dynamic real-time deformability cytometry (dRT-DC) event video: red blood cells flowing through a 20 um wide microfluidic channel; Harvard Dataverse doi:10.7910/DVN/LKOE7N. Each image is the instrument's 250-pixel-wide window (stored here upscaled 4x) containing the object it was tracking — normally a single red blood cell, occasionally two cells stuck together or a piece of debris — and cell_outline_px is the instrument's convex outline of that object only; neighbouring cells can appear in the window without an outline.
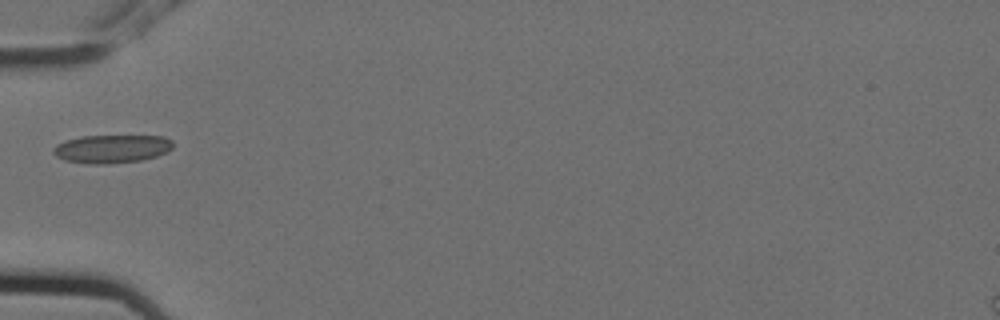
{"species": "Egyptian fruit bat (a non-hibernating species)", "species_latin": "Rousettus aegyptiacus", "temperature_condition": "cold", "stored_images_in_passage": 2, "camera_frame_rate_fps": 3000, "um_per_image_px": 0.085, "animal": {"sex": "female"}, "frame": {"image": 1, "passage_image": 2, "time_ms": 0.333, "image_size_px": [1000, 320], "cell_outline_px": [[172, 148], [168, 152], [156, 156], [140, 160], [108, 164], [88, 164], [64, 160], [56, 156], [52, 152], [52, 148], [56, 144], [64, 140], [80, 136], [164, 136], [172, 140]], "centroid_in_image_um": [9.46, 12.65], "position_along_channel_um": 75.5, "area_um2": 19.88}}